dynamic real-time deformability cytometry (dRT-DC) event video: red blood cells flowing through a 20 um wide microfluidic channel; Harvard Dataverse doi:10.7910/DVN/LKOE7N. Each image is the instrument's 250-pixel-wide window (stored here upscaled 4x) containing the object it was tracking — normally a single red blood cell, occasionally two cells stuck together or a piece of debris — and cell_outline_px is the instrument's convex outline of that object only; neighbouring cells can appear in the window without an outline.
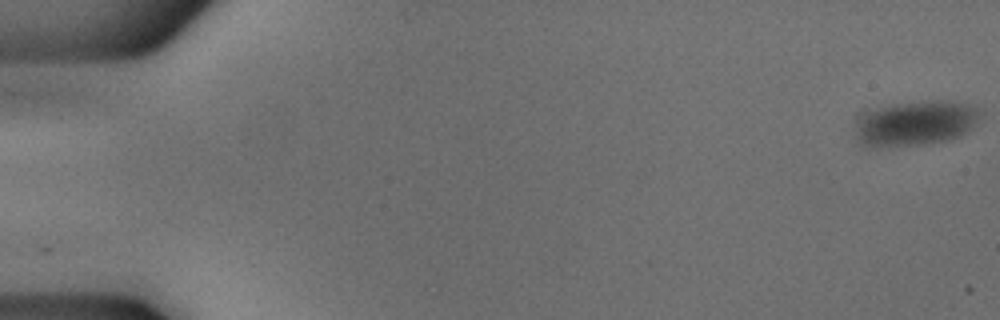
{"species": "common noctule bat (a hibernating species)", "species_latin": "Nyctalus noctula", "temperature_condition": "cold", "stored_images_in_passage": 11, "camera_frame_rate_fps": 3000, "um_per_image_px": 0.085, "animal": {"sex": "male", "body_mass_g": 18.8}, "frame": {"image": 1, "passage_image": 1, "time_ms": 0.0, "image_size_px": [1000, 320], "cell_outline_px": [[984, 116], [972, 128], [960, 136], [948, 140], [928, 144], [888, 148], [868, 148], [860, 144], [856, 140], [856, 116], [892, 104], [924, 100], [948, 100], [968, 104], [984, 112]], "centroid_in_image_um": [77.82, 10.5], "position_along_channel_um": 7.2, "area_um2": 33.87}}